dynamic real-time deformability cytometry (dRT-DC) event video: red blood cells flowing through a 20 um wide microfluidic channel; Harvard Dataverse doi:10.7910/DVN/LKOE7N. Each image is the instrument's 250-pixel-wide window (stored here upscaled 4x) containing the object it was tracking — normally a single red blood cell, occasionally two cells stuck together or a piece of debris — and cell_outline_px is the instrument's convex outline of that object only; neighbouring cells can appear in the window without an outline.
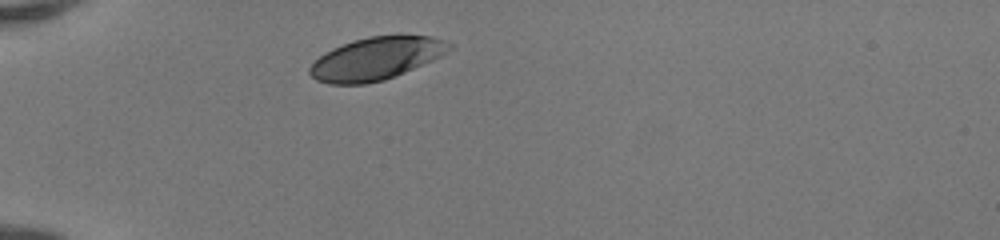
{"species": "human", "species_latin": "Homo sapiens", "temperature_condition": "room temperature", "stored_images_in_passage": 30, "camera_frame_rate_fps": 3000, "um_per_image_px": 0.085, "donor": {"sex": "female"}, "frame": {"image": 1, "passage_image": 1, "time_ms": 0.0, "image_size_px": [1000, 240], "cell_outline_px": [[452, 48], [440, 56], [432, 60], [404, 72], [384, 80], [364, 84], [328, 84], [316, 80], [308, 72], [308, 68], [324, 52], [332, 48], [352, 40], [368, 36], [400, 32], [432, 36], [444, 40], [452, 44]], "centroid_in_image_um": [31.99, 4.93], "position_along_channel_um": 53.0, "area_um2": 35.37}}
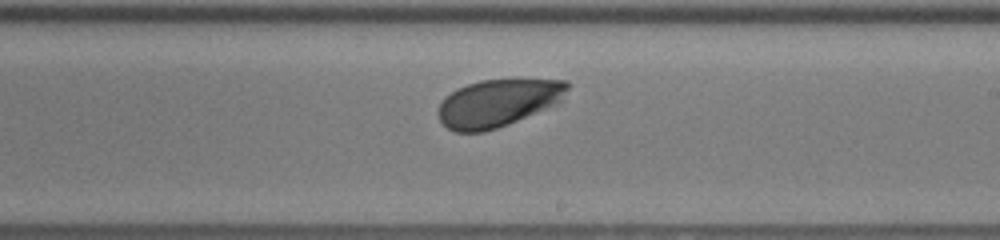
{"frame": {"image": 2, "passage_image": 17, "time_ms": 5.333, "image_size_px": [1000, 240], "cell_outline_px": [[568, 88], [560, 100], [544, 108], [508, 124], [484, 132], [456, 132], [448, 128], [440, 120], [436, 112], [440, 104], [456, 88], [480, 80], [568, 80]], "centroid_in_image_um": [42.26, 8.75], "position_along_channel_um": 246.7, "area_um2": 34.91}}
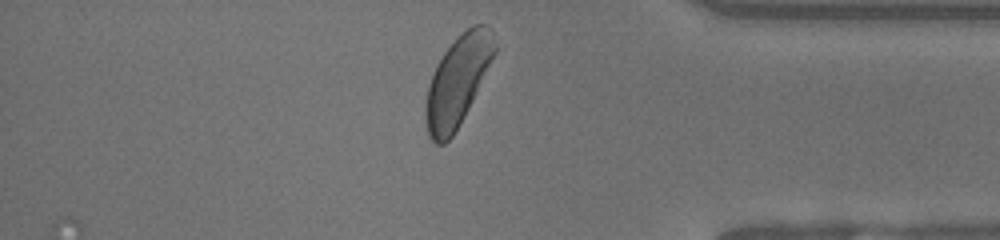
{"frame": {"image": 3, "passage_image": 29, "time_ms": 9.333, "image_size_px": [1000, 240], "cell_outline_px": [[496, 52], [464, 116], [452, 136], [444, 144], [436, 144], [428, 136], [424, 116], [424, 112], [428, 84], [436, 64], [444, 52], [472, 24], [488, 24], [492, 32], [496, 44]], "centroid_in_image_um": [38.88, 6.89], "position_along_channel_um": 396.3, "area_um2": 35.66}, "authors_computed_cell_mechanics": {"area_um2": 36.4429, "velocity_mm_per_s": 4.0892, "shape_relaxation_time_tau1_ms": 1.2025, "shape_relaxation_time_tau2_ms": null, "deformation_change_tau1": 0.1107, "deformation_change_tau2": null}}